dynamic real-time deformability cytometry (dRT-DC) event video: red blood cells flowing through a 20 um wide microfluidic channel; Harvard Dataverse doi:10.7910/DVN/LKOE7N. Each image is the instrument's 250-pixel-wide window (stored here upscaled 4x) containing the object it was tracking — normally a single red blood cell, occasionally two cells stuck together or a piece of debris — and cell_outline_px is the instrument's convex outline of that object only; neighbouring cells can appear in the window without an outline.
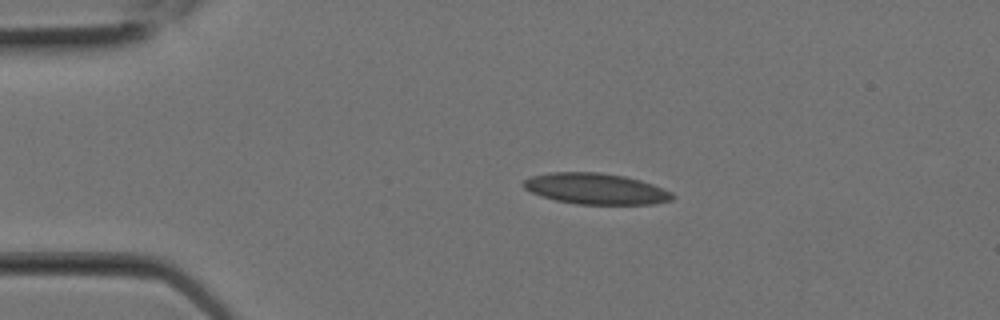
{"species": "Egyptian fruit bat (a non-hibernating species)", "species_latin": "Rousettus aegyptiacus", "temperature_condition": "room temperature", "stored_images_in_passage": 3, "camera_frame_rate_fps": 3000, "um_per_image_px": 0.085, "animal": {"sex": "female"}, "frame": {"image": 1, "passage_image": 3, "time_ms": 0.667, "image_size_px": [1000, 320], "cell_outline_px": [[676, 196], [672, 200], [652, 204], [576, 204], [556, 200], [532, 192], [524, 188], [520, 184], [524, 180], [532, 176], [548, 172], [600, 172], [624, 176], [640, 180], [652, 184], [672, 192]], "centroid_in_image_um": [50.64, 16.04], "position_along_channel_um": 34.4, "area_um2": 26.88}}